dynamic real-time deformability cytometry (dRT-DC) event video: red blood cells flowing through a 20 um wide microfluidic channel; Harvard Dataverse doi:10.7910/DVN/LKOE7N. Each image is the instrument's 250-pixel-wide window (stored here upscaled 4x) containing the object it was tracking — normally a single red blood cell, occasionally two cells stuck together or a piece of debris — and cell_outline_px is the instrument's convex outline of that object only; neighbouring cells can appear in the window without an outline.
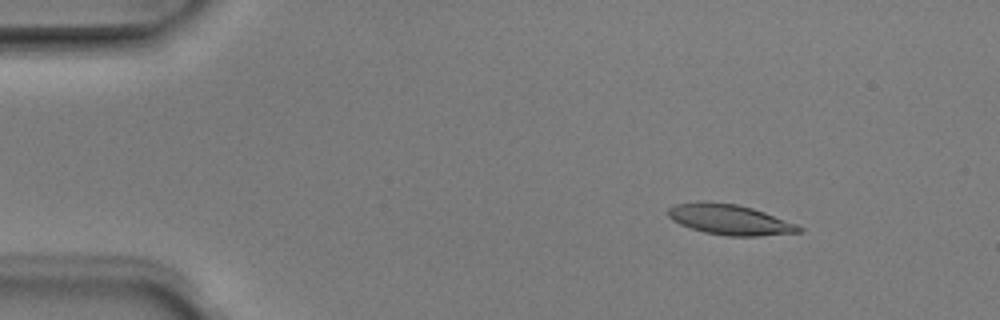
{"species": "Egyptian fruit bat (a non-hibernating species)", "species_latin": "Rousettus aegyptiacus", "temperature_condition": "room temperature", "stored_images_in_passage": 5, "camera_frame_rate_fps": 3000, "um_per_image_px": 0.085, "animal": {"sex": "male"}, "frame": {"image": 1, "passage_image": 3, "time_ms": 0.667, "image_size_px": [1000, 320], "cell_outline_px": [[804, 228], [800, 232], [760, 236], [728, 236], [704, 232], [680, 224], [672, 220], [668, 216], [668, 208], [676, 204], [704, 200], [736, 204], [752, 208], [764, 212], [796, 224]], "centroid_in_image_um": [62.01, 18.66], "position_along_channel_um": 23.0, "area_um2": 23.12}}